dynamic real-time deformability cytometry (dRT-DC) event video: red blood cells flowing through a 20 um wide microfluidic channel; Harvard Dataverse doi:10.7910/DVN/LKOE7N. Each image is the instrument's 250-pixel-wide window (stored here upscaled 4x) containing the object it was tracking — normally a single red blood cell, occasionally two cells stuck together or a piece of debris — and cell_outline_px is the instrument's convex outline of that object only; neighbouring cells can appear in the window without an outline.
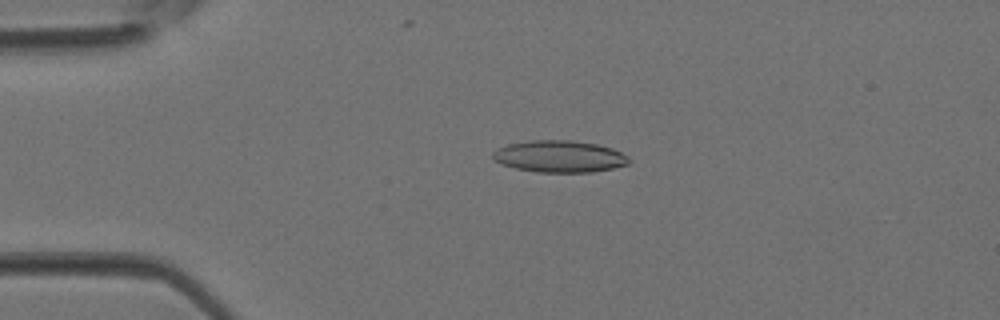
{"species": "Egyptian fruit bat (a non-hibernating species)", "species_latin": "Rousettus aegyptiacus", "temperature_condition": "room temperature", "stored_images_in_passage": 3, "camera_frame_rate_fps": 3000, "um_per_image_px": 0.085, "animal": {"sex": "female"}, "frame": {"image": 1, "passage_image": 3, "time_ms": 0.667, "image_size_px": [1000, 320], "cell_outline_px": [[632, 160], [628, 164], [612, 168], [592, 172], [536, 172], [516, 168], [504, 164], [496, 160], [492, 156], [492, 152], [508, 144], [532, 140], [568, 140], [596, 144], [612, 148], [628, 156]], "centroid_in_image_um": [47.59, 13.3], "position_along_channel_um": 37.4, "area_um2": 25.03}}